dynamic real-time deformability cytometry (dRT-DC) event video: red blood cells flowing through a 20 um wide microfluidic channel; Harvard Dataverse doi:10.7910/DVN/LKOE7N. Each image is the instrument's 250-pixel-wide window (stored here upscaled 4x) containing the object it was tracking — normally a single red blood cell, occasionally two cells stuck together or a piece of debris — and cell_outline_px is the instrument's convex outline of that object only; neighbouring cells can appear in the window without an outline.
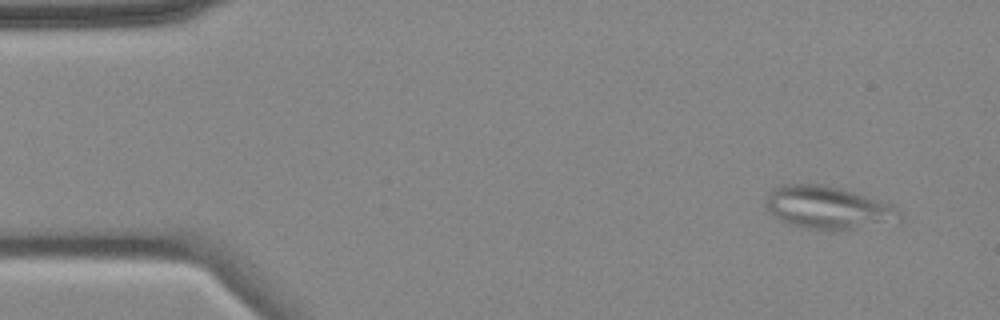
{"species": "common noctule bat (a hibernating species)", "species_latin": "Nyctalus noctula", "temperature_condition": "cold", "stored_images_in_passage": 4, "camera_frame_rate_fps": 3000, "um_per_image_px": 0.085, "animal": {"sex": "female", "body_mass_g": 18.4}, "frame": {"image": 1, "passage_image": 1, "time_ms": 0.0, "image_size_px": [1000, 320], "cell_outline_px": [[900, 220], [832, 232], [800, 228], [780, 220], [768, 208], [768, 196], [776, 188], [784, 184], [820, 184], [840, 188], [888, 204], [900, 212]], "centroid_in_image_um": [70.35, 17.68], "position_along_channel_um": 14.6, "area_um2": 32.54}}